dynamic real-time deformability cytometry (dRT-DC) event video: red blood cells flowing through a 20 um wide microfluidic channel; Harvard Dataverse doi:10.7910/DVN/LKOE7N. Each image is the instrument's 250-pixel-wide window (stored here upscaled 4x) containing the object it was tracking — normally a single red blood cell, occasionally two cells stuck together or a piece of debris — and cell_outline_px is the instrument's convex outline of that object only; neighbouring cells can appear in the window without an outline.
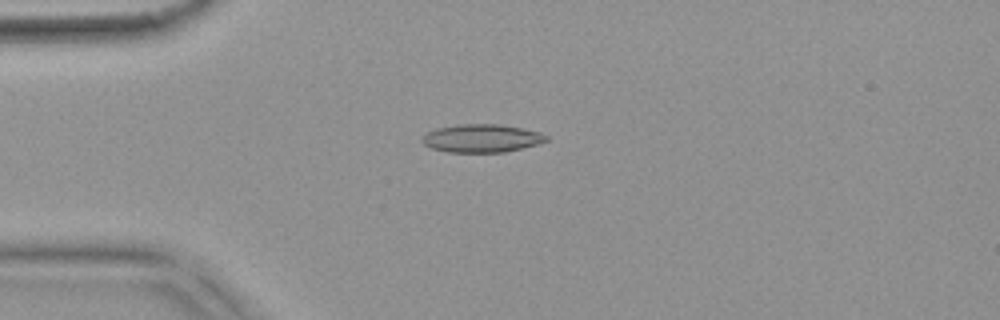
{"species": "common noctule bat (a hibernating species)", "species_latin": "Nyctalus noctula", "temperature_condition": "warm", "stored_images_in_passage": 54, "camera_frame_rate_fps": 3000, "um_per_image_px": 0.085, "animal": {"sex": "female", "body_mass_g": 18.4}, "frame": {"image": 1, "passage_image": 14, "time_ms": 4.333, "image_size_px": [1000, 320], "cell_outline_px": [[548, 140], [536, 144], [504, 152], [444, 152], [432, 148], [424, 144], [420, 140], [428, 132], [436, 128], [460, 124], [500, 124], [540, 132], [548, 136]], "centroid_in_image_um": [40.92, 11.75], "position_along_channel_um": 44.1, "area_um2": 20.17}}
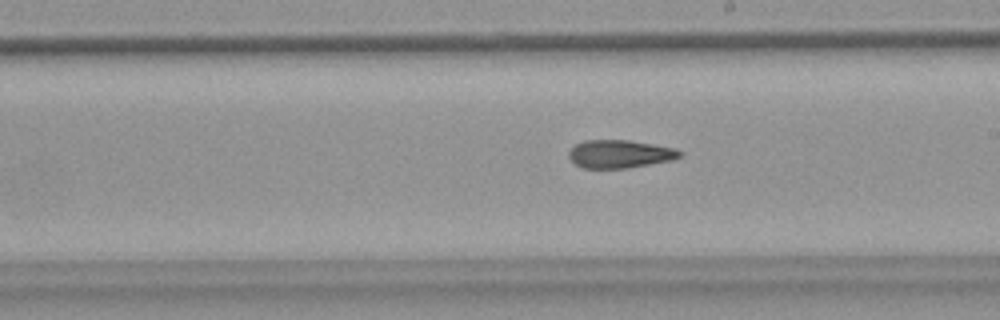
{"frame": {"image": 2, "passage_image": 31, "time_ms": 10.0, "image_size_px": [1000, 320], "cell_outline_px": [[684, 152], [680, 156], [672, 160], [628, 168], [580, 168], [568, 156], [568, 152], [576, 144], [584, 140], [628, 140], [676, 148]], "centroid_in_image_um": [52.69, 13.09], "position_along_channel_um": 236.3, "area_um2": 18.15}}
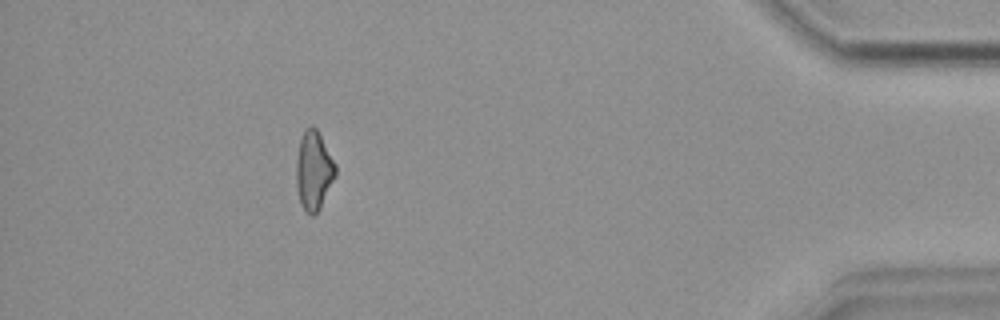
{"frame": {"image": 3, "passage_image": 49, "time_ms": 16.0, "image_size_px": [1000, 320], "cell_outline_px": [[336, 176], [320, 208], [312, 216], [304, 212], [300, 204], [296, 188], [296, 160], [300, 140], [304, 128], [312, 124], [316, 128], [336, 164]], "centroid_in_image_um": [26.65, 14.51], "position_along_channel_um": 408.5, "area_um2": 18.26}, "authors_computed_cell_mechanics": {"area_um2": 18.785, "velocity_mm_per_s": 3.761, "shape_relaxation_time_tau1_ms": null, "shape_relaxation_time_tau2_ms": 4.0686, "deformation_change_tau1": null, "deformation_change_tau2": 0.1277}}